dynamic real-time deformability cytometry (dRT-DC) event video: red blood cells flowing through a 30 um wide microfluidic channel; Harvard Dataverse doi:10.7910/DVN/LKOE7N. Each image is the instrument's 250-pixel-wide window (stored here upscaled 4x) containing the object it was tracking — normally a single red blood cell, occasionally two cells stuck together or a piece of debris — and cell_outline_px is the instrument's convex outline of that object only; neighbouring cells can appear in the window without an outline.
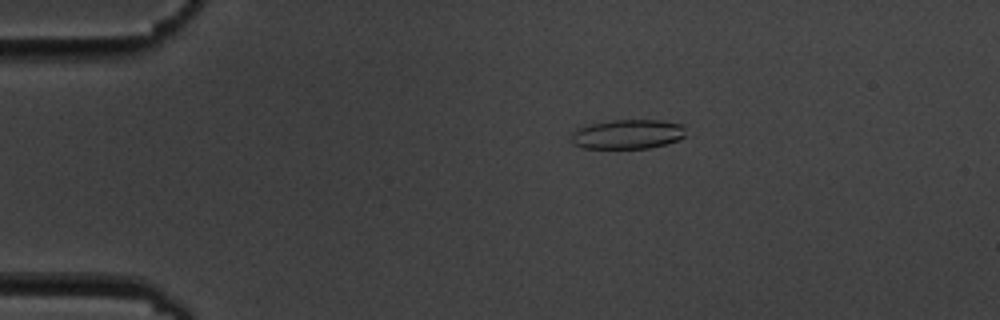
{"species": "common noctule bat (a hibernating species)", "species_latin": "Nyctalus noctula", "temperature_condition": "cold", "stored_images_in_passage": 5, "camera_frame_rate_fps": 3000, "um_per_image_px": 0.085, "animal": {"sex": "male", "body_mass_g": 19.5, "forearm_length_mm": 54.6}, "frame": {"image": 1, "passage_image": 4, "time_ms": 3.333, "image_size_px": [1000, 320], "cell_outline_px": [[684, 136], [676, 140], [664, 144], [648, 148], [580, 148], [572, 144], [572, 132], [576, 128], [592, 124], [612, 120], [660, 120], [684, 124]], "centroid_in_image_um": [53.32, 11.4], "position_along_channel_um": 31.7, "area_um2": 19.59}}